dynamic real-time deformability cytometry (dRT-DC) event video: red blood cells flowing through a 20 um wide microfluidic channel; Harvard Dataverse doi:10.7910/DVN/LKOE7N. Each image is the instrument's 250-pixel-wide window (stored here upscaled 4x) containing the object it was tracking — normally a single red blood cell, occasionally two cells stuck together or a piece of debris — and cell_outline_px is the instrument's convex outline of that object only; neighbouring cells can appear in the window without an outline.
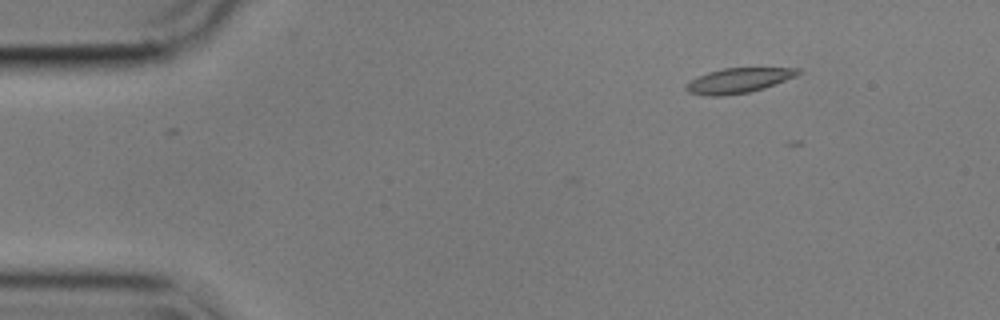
{"species": "common noctule bat (a hibernating species)", "species_latin": "Nyctalus noctula", "temperature_condition": "cold", "stored_images_in_passage": 2, "camera_frame_rate_fps": 3000, "um_per_image_px": 0.085, "animal": {"sex": "male", "body_mass_g": 17.9}, "frame": {"image": 1, "passage_image": 1, "time_ms": 0.0, "image_size_px": [1000, 320], "cell_outline_px": [[800, 72], [796, 76], [764, 88], [748, 92], [720, 96], [708, 96], [688, 92], [684, 88], [684, 84], [708, 72], [724, 68], [800, 68]], "centroid_in_image_um": [62.75, 6.84], "position_along_channel_um": 22.3, "area_um2": 16.07}}